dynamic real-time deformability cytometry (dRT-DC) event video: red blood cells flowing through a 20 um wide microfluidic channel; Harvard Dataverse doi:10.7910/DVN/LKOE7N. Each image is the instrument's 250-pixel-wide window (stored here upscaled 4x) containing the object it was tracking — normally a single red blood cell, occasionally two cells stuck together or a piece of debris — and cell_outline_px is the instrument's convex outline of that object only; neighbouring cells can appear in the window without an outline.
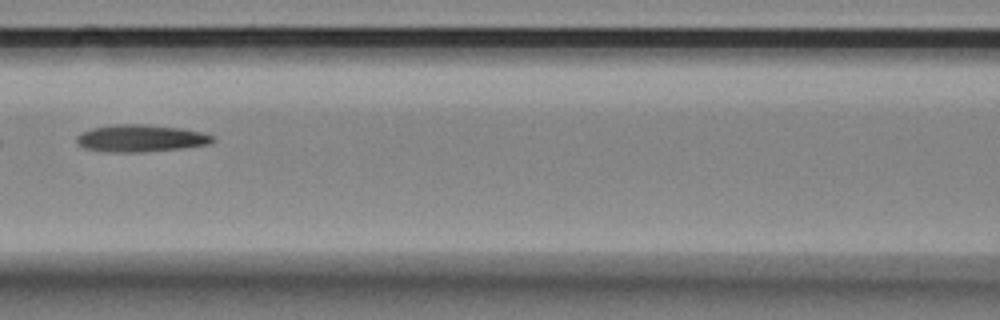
{"species": "Egyptian fruit bat (a non-hibernating species)", "species_latin": "Rousettus aegyptiacus", "temperature_condition": "room temperature", "stored_images_in_passage": 3, "camera_frame_rate_fps": 3000, "um_per_image_px": 0.085, "animal": {"sex": "female"}, "frame": {"image": 1, "passage_image": 3, "time_ms": 0.667, "image_size_px": [1000, 320], "cell_outline_px": [[216, 140], [212, 144], [184, 148], [144, 152], [108, 152], [84, 148], [76, 144], [76, 136], [80, 132], [92, 128], [116, 124], [144, 124], [180, 128], [204, 132], [216, 136]], "centroid_in_image_um": [12.0, 11.76], "position_along_channel_um": 154.6, "area_um2": 21.96}}